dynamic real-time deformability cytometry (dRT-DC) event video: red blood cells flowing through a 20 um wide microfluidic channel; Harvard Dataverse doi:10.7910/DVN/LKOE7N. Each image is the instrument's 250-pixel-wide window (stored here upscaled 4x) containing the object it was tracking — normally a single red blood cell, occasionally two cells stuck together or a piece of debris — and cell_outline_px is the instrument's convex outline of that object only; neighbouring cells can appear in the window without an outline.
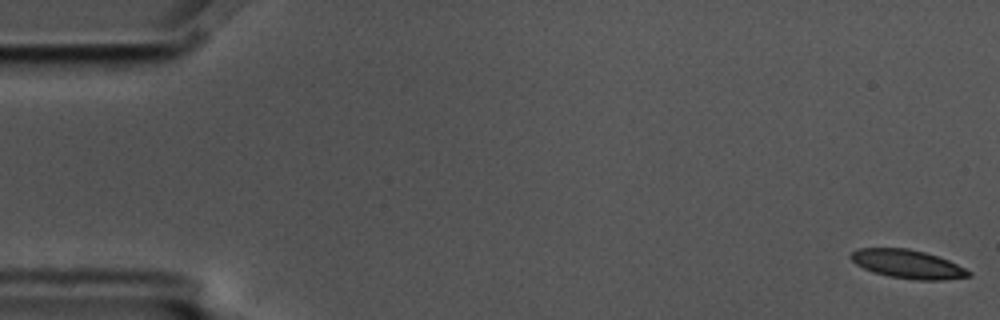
{"species": "common noctule bat (a hibernating species)", "species_latin": "Nyctalus noctula", "temperature_condition": "cold", "stored_images_in_passage": 4, "camera_frame_rate_fps": 3000, "um_per_image_px": 0.085, "animal": {"sex": "male", "body_mass_g": 17.5, "forearm_length_mm": 52.3}, "frame": {"image": 1, "passage_image": 1, "time_ms": 0.0, "image_size_px": [1000, 320], "cell_outline_px": [[972, 276], [940, 280], [916, 280], [888, 276], [864, 268], [856, 264], [852, 260], [852, 252], [860, 248], [908, 248], [924, 252], [948, 260], [972, 272]], "centroid_in_image_um": [77.18, 22.45], "position_along_channel_um": 7.8, "area_um2": 19.31}}